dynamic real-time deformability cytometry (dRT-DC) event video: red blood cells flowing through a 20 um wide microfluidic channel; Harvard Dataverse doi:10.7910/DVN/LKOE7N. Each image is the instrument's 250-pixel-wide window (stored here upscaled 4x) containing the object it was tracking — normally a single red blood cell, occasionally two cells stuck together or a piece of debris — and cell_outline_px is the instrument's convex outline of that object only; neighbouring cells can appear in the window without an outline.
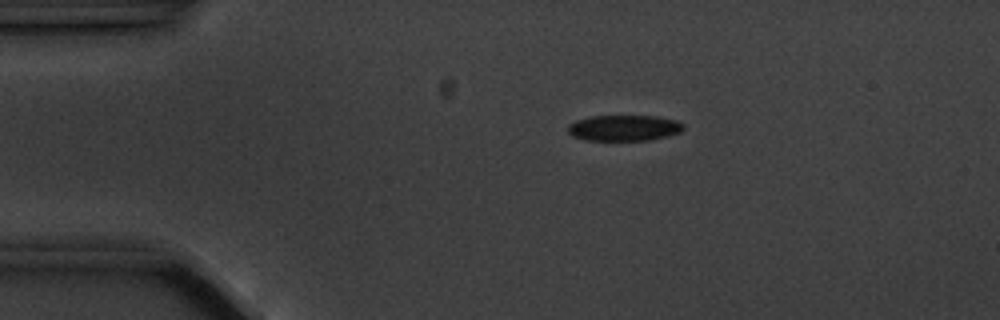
{"species": "common noctule bat (a hibernating species)", "species_latin": "Nyctalus noctula", "temperature_condition": "cold", "stored_images_in_passage": 5, "camera_frame_rate_fps": 3000, "um_per_image_px": 0.085, "animal": {"sex": "male", "body_mass_g": 20.1, "forearm_length_mm": 53.5}, "frame": {"image": 1, "passage_image": 3, "time_ms": 3.0, "image_size_px": [1000, 320], "cell_outline_px": [[684, 128], [680, 132], [668, 136], [648, 140], [584, 140], [572, 136], [568, 132], [568, 124], [576, 120], [592, 116], [656, 116], [676, 120], [684, 124]], "centroid_in_image_um": [53.04, 10.87], "position_along_channel_um": 32.0, "area_um2": 17.46}}
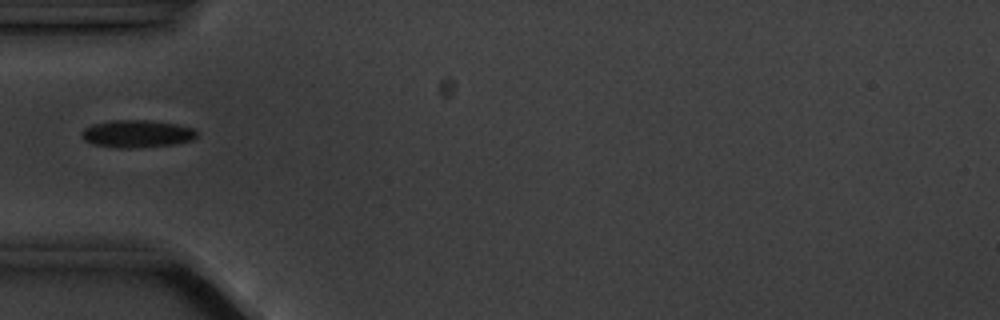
{"frame": {"image": 2, "passage_image": 5, "time_ms": 5.333, "image_size_px": [1000, 320], "cell_outline_px": [[196, 136], [192, 140], [176, 144], [136, 148], [116, 148], [92, 144], [84, 140], [80, 132], [84, 128], [92, 124], [112, 120], [148, 120], [176, 124], [192, 128], [196, 132]], "centroid_in_image_um": [11.6, 11.38], "position_along_channel_um": 73.4, "area_um2": 18.55}}